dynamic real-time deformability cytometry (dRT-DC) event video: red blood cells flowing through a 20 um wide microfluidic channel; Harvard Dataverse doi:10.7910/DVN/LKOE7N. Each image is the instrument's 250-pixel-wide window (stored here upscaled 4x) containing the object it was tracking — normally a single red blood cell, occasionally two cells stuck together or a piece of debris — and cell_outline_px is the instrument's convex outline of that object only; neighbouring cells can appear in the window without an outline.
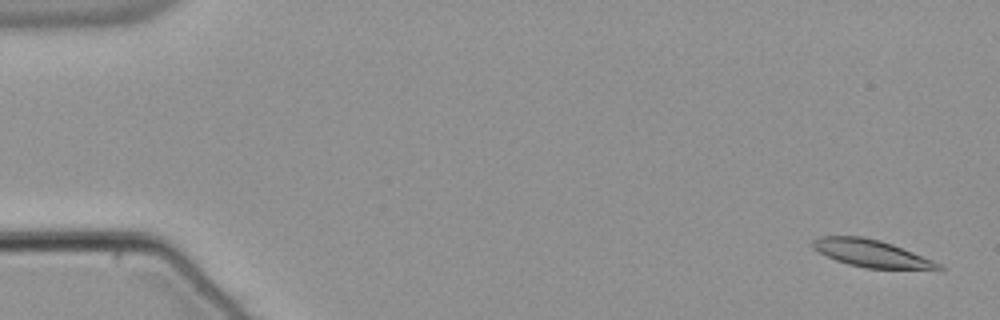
{"species": "common noctule bat (a hibernating species)", "species_latin": "Nyctalus noctula", "temperature_condition": "warm", "stored_images_in_passage": 56, "camera_frame_rate_fps": 3000, "um_per_image_px": 0.085, "animal": {"sex": "male", "body_mass_g": 21.5, "forearm_length_mm": 52.0}, "frame": {"image": 1, "passage_image": 2, "time_ms": 0.333, "image_size_px": [1000, 320], "cell_outline_px": [[948, 268], [868, 268], [848, 264], [836, 260], [812, 248], [812, 240], [820, 236], [864, 236], [880, 240], [892, 244], [932, 260]], "centroid_in_image_um": [73.99, 21.51], "position_along_channel_um": 11.0, "area_um2": 19.48}}
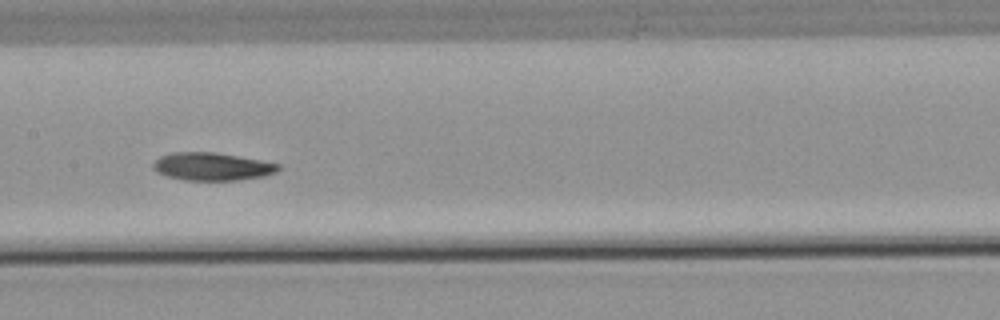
{"frame": {"image": 2, "passage_image": 28, "time_ms": 9.0, "image_size_px": [1000, 320], "cell_outline_px": [[284, 168], [276, 172], [264, 176], [236, 180], [184, 180], [168, 176], [156, 172], [152, 168], [152, 164], [160, 156], [172, 152], [216, 152], [260, 160], [280, 164]], "centroid_in_image_um": [18.04, 14.15], "position_along_channel_um": 189.4, "area_um2": 20.4}}
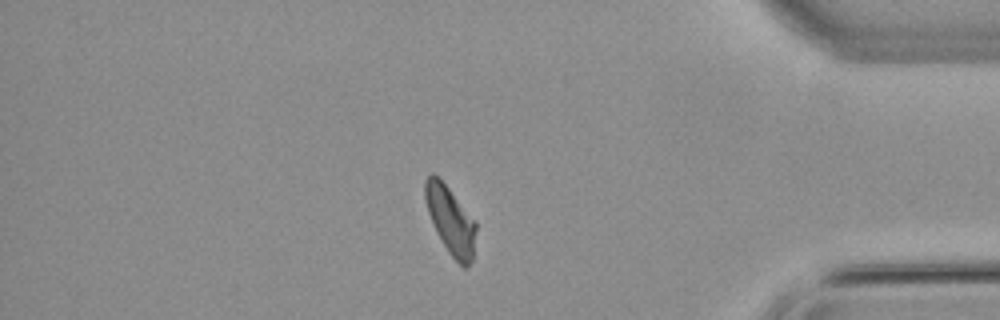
{"frame": {"image": 3, "passage_image": 47, "time_ms": 15.333, "image_size_px": [1000, 320], "cell_outline_px": [[476, 228], [472, 260], [468, 268], [464, 268], [448, 252], [436, 232], [428, 212], [424, 200], [424, 180], [432, 172], [448, 188], [476, 220]], "centroid_in_image_um": [38.29, 18.73], "position_along_channel_um": 396.9, "area_um2": 20.0}, "authors_computed_cell_mechanics": {"area_um2": 20.3456, "velocity_mm_per_s": 3.7792, "shape_relaxation_time_tau1_ms": 7.6401, "shape_relaxation_time_tau2_ms": null, "deformation_change_tau1": 0.1905, "deformation_change_tau2": null}}